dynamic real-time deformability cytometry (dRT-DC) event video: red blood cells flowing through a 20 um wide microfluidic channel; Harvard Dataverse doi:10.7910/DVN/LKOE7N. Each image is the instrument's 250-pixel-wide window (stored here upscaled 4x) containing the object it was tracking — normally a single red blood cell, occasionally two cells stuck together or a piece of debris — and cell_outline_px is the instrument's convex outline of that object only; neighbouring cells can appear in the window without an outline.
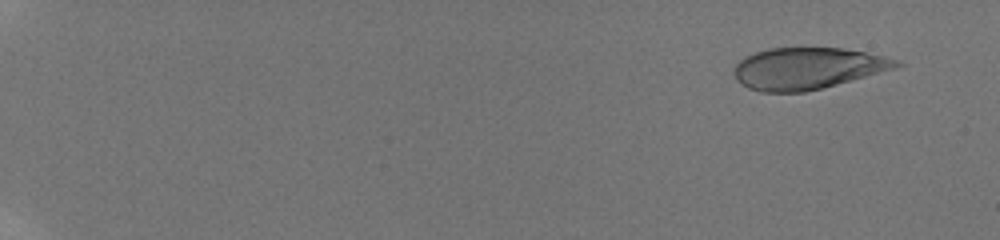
{"species": "human", "species_latin": "Homo sapiens", "temperature_condition": "room temperature", "stored_images_in_passage": 8, "camera_frame_rate_fps": 3000, "um_per_image_px": 0.085, "donor": {"sex": "male"}, "frame": {"image": 1, "passage_image": 2, "time_ms": 0.333, "image_size_px": [1000, 240], "cell_outline_px": [[904, 64], [892, 68], [836, 84], [804, 92], [760, 92], [748, 88], [736, 80], [736, 64], [740, 60], [756, 52], [768, 48], [840, 48], [864, 52], [900, 60]], "centroid_in_image_um": [68.6, 5.81], "position_along_channel_um": 16.4, "area_um2": 38.55}}